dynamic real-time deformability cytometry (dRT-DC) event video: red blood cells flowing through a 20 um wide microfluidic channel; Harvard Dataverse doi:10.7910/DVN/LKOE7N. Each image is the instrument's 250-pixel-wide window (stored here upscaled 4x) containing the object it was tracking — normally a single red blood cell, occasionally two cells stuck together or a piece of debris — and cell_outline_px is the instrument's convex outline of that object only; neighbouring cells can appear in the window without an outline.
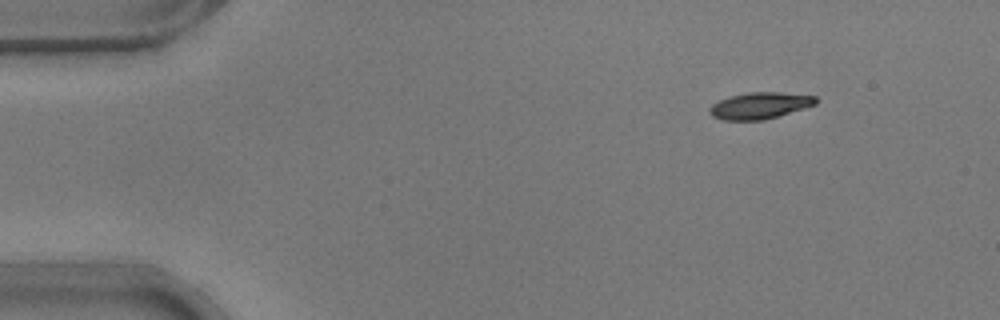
{"species": "common noctule bat (a hibernating species)", "species_latin": "Nyctalus noctula", "temperature_condition": "warm", "stored_images_in_passage": 49, "camera_frame_rate_fps": 3000, "um_per_image_px": 0.085, "animal": {"sex": "male", "body_mass_g": 17.9}, "frame": {"image": 1, "passage_image": 2, "time_ms": 0.333, "image_size_px": [1000, 320], "cell_outline_px": [[820, 100], [816, 104], [804, 108], [764, 120], [724, 120], [712, 116], [708, 112], [708, 108], [712, 104], [728, 96], [748, 92], [780, 92], [816, 96]], "centroid_in_image_um": [64.58, 8.97], "position_along_channel_um": 20.4, "area_um2": 16.53}}
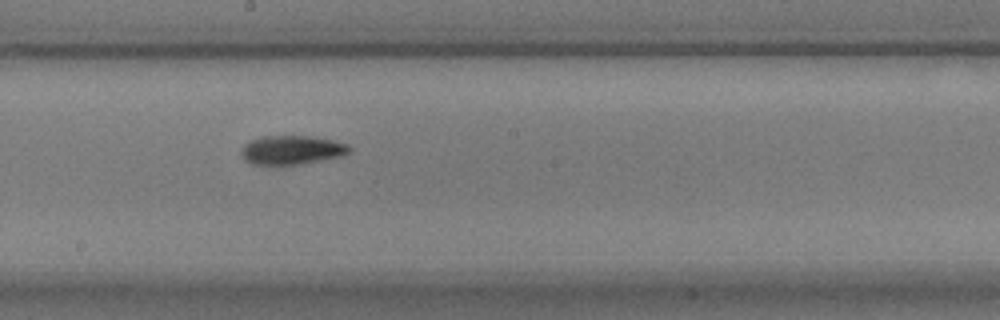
{"frame": {"image": 2, "passage_image": 25, "time_ms": 8.0, "image_size_px": [1000, 320], "cell_outline_px": [[352, 152], [344, 156], [300, 164], [252, 164], [244, 160], [240, 152], [244, 144], [252, 140], [264, 136], [308, 136], [332, 140], [348, 144], [352, 148]], "centroid_in_image_um": [24.84, 12.75], "position_along_channel_um": 223.4, "area_um2": 18.26}}
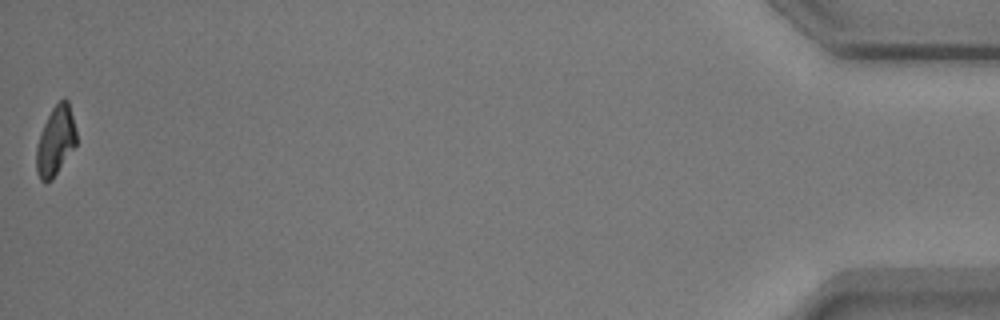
{"frame": {"image": 3, "passage_image": 49, "time_ms": 16.0, "image_size_px": [1000, 320], "cell_outline_px": [[76, 144], [52, 180], [44, 184], [40, 180], [36, 172], [36, 144], [40, 132], [52, 108], [64, 96], [68, 100], [76, 132]], "centroid_in_image_um": [4.69, 12.0], "position_along_channel_um": 430.5, "area_um2": 16.18}, "authors_computed_cell_mechanics": {"area_um2": 17.34, "velocity_mm_per_s": 3.7662, "shape_relaxation_time_tau1_ms": 3.8176, "shape_relaxation_time_tau2_ms": 2.4645, "deformation_change_tau1": 0.1495, "deformation_change_tau2": 0.0792}}